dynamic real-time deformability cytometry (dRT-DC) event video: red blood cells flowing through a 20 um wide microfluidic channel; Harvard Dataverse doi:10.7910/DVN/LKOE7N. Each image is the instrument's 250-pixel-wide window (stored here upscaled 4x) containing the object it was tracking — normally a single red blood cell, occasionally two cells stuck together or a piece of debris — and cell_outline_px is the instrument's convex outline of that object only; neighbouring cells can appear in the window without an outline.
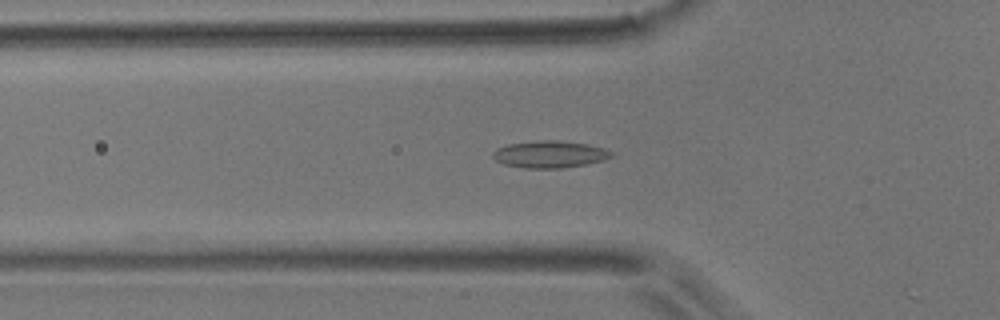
{"species": "common noctule bat (a hibernating species)", "species_latin": "Nyctalus noctula", "temperature_condition": "room temperature", "stored_images_in_passage": 15, "camera_frame_rate_fps": 3000, "um_per_image_px": 0.085, "animal": {"sex": "male", "body_mass_g": 17.9}, "frame": {"image": 1, "passage_image": 6, "time_ms": 1.667, "image_size_px": [1000, 320], "cell_outline_px": [[612, 156], [604, 160], [584, 164], [560, 168], [524, 168], [504, 164], [496, 160], [492, 156], [492, 152], [496, 148], [508, 144], [544, 140], [556, 140], [588, 144], [604, 148], [612, 152]], "centroid_in_image_um": [46.7, 13.11], "position_along_channel_um": 79.1, "area_um2": 18.5}}
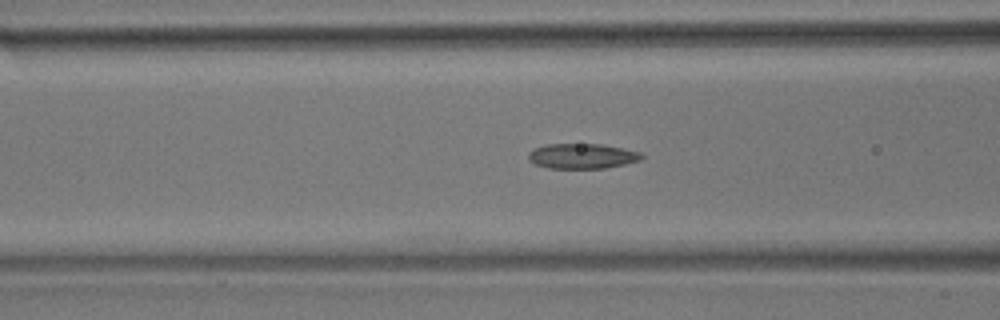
{"frame": {"image": 2, "passage_image": 9, "time_ms": 2.667, "image_size_px": [1000, 320], "cell_outline_px": [[644, 156], [640, 160], [624, 164], [604, 168], [548, 168], [536, 164], [528, 160], [528, 152], [536, 148], [548, 144], [600, 144], [640, 152]], "centroid_in_image_um": [49.46, 13.27], "position_along_channel_um": 117.1, "area_um2": 16.36}}
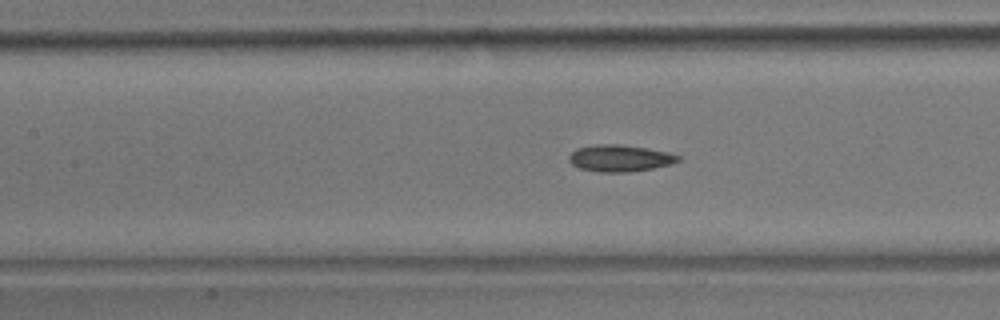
{"frame": {"image": 3, "passage_image": 12, "time_ms": 3.667, "image_size_px": [1000, 320], "cell_outline_px": [[680, 160], [668, 164], [652, 168], [628, 172], [600, 172], [580, 168], [572, 164], [568, 160], [568, 156], [576, 148], [596, 144], [620, 144], [648, 148], [668, 152], [680, 156]], "centroid_in_image_um": [52.65, 13.43], "position_along_channel_um": 154.7, "area_um2": 16.94}}